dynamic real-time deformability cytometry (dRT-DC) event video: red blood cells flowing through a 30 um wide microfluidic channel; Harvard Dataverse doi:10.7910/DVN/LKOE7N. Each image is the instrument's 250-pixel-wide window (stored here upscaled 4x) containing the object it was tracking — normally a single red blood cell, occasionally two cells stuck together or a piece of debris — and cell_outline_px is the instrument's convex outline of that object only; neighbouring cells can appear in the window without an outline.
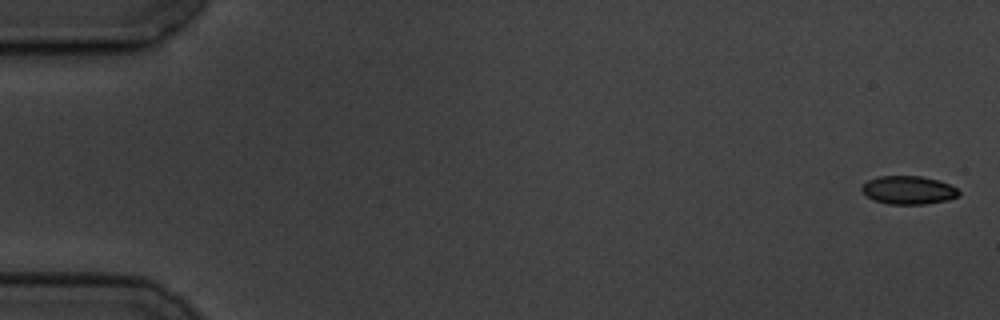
{"species": "common noctule bat (a hibernating species)", "species_latin": "Nyctalus noctula", "temperature_condition": "cold", "stored_images_in_passage": 6, "camera_frame_rate_fps": 3000, "um_per_image_px": 0.085, "animal": {"sex": "male", "body_mass_g": 19.5, "forearm_length_mm": 54.6}, "frame": {"image": 1, "passage_image": 1, "time_ms": 0.0, "image_size_px": [1000, 320], "cell_outline_px": [[960, 192], [956, 196], [948, 200], [924, 204], [888, 204], [872, 200], [860, 188], [868, 180], [880, 176], [920, 176], [940, 180], [956, 188]], "centroid_in_image_um": [77.21, 16.16], "position_along_channel_um": 7.8, "area_um2": 15.9}}